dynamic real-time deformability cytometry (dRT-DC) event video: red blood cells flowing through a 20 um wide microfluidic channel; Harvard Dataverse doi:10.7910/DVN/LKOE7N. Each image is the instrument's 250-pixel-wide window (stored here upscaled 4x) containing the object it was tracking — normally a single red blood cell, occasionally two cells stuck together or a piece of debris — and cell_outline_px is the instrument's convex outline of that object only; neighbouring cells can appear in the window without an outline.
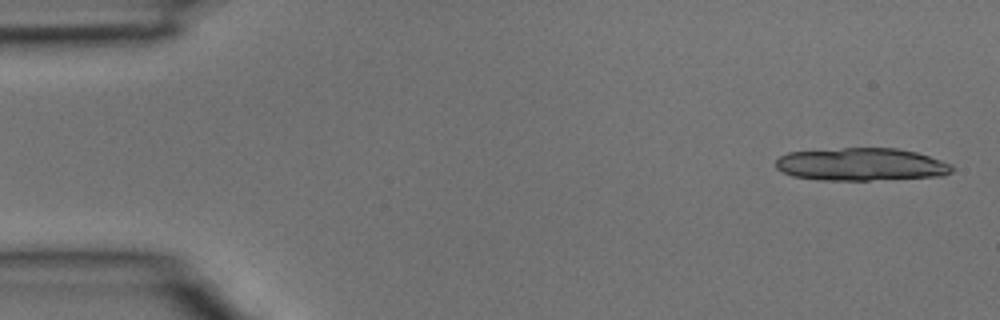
{"species": "common noctule bat (a hibernating species)", "species_latin": "Nyctalus noctula", "temperature_condition": "room temperature", "stored_images_in_passage": 3, "camera_frame_rate_fps": 3000, "um_per_image_px": 0.085, "animal": {"sex": "male", "body_mass_g": 15.6}, "frame": {"image": 1, "passage_image": 1, "time_ms": 0.0, "image_size_px": [1000, 320], "cell_outline_px": [[952, 172], [944, 176], [868, 180], [816, 180], [792, 176], [776, 168], [776, 160], [780, 156], [788, 152], [844, 148], [896, 148], [916, 152], [952, 164]], "centroid_in_image_um": [73.19, 13.98], "position_along_channel_um": 11.8, "area_um2": 33.64}}